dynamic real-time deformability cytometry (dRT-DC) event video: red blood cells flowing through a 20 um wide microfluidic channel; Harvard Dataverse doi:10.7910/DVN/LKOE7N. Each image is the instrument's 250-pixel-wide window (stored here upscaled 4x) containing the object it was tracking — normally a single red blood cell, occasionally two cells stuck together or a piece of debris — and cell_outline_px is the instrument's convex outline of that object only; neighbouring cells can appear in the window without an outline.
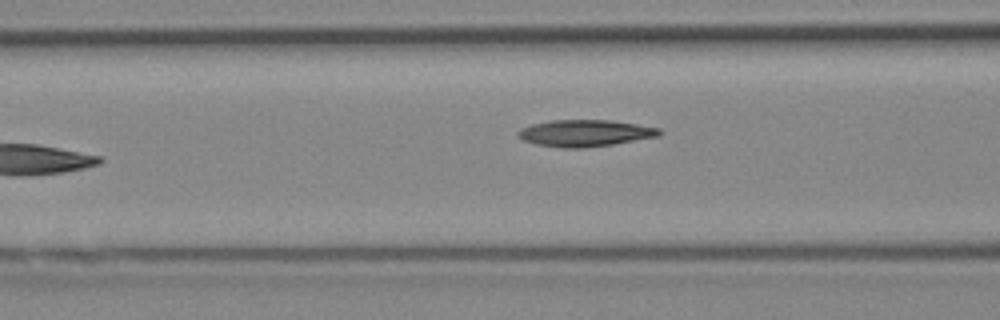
{"species": "Egyptian fruit bat (a non-hibernating species)", "species_latin": "Rousettus aegyptiacus", "temperature_condition": "cold", "stored_images_in_passage": 6, "camera_frame_rate_fps": 3000, "um_per_image_px": 0.085, "animal": {"sex": "female"}, "frame": {"image": 1, "passage_image": 5, "time_ms": 1.333, "image_size_px": [1000, 320], "cell_outline_px": [[664, 132], [660, 136], [612, 144], [584, 148], [564, 148], [536, 144], [524, 140], [516, 136], [516, 132], [520, 128], [532, 124], [552, 120], [612, 120], [660, 128]], "centroid_in_image_um": [49.73, 11.31], "position_along_channel_um": 116.9, "area_um2": 22.08}}
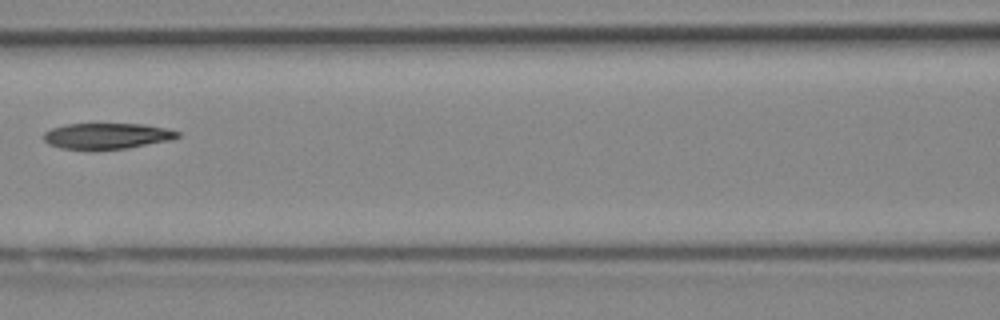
{"frame": {"image": 2, "passage_image": 6, "time_ms": 1.667, "image_size_px": [1000, 320], "cell_outline_px": [[180, 136], [172, 140], [128, 148], [60, 148], [48, 144], [44, 140], [44, 132], [52, 128], [64, 124], [144, 124], [168, 128], [180, 132]], "centroid_in_image_um": [9.14, 11.53], "position_along_channel_um": 157.5, "area_um2": 20.0}}